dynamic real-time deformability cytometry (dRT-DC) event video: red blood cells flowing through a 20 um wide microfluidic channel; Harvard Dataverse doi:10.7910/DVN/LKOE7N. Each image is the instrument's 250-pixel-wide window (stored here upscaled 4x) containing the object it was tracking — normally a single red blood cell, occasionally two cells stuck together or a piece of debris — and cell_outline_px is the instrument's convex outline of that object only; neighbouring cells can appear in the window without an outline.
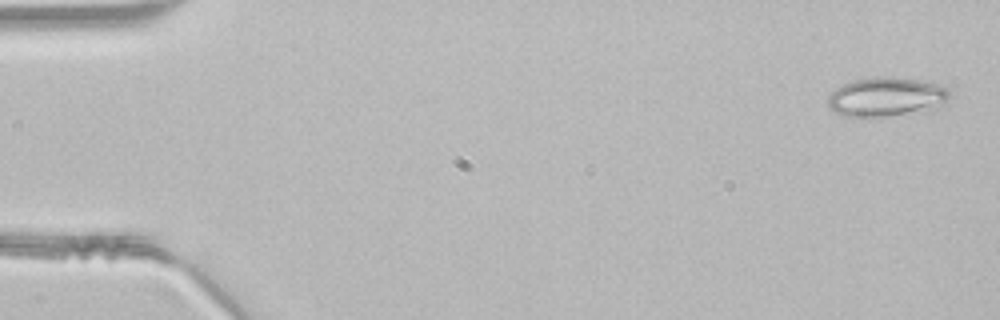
{"species": "common noctule bat (a hibernating species)", "species_latin": "Nyctalus noctula", "temperature_condition": "room temperature", "stored_images_in_passage": 28, "camera_frame_rate_fps": 3000, "um_per_image_px": 0.085, "animal": {"sex": "male", "body_mass_g": 21.5, "forearm_length_mm": 52.0}, "frame": {"image": 1, "passage_image": 2, "time_ms": 0.333, "image_size_px": [1000, 320], "cell_outline_px": [[952, 96], [948, 100], [932, 112], [868, 120], [840, 116], [828, 108], [828, 96], [836, 88], [844, 84], [856, 80], [872, 76], [892, 76], [920, 80], [936, 84], [948, 88]], "centroid_in_image_um": [75.36, 8.31], "position_along_channel_um": 9.6, "area_um2": 29.54}}
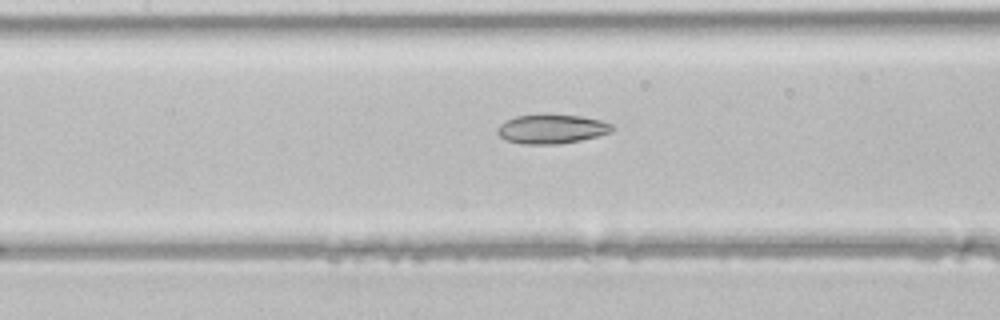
{"frame": {"image": 2, "passage_image": 22, "time_ms": 7.0, "image_size_px": [1000, 320], "cell_outline_px": [[612, 132], [580, 140], [556, 144], [520, 144], [504, 140], [496, 132], [496, 128], [504, 120], [516, 116], [544, 112], [580, 116], [600, 120], [612, 124]], "centroid_in_image_um": [46.81, 10.93], "position_along_channel_um": 160.6, "area_um2": 20.06}}
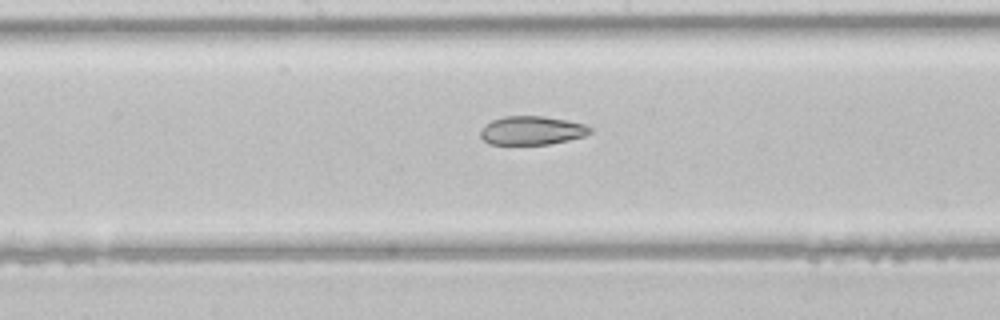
{"frame": {"image": 3, "passage_image": 25, "time_ms": 8.0, "image_size_px": [1000, 320], "cell_outline_px": [[592, 132], [584, 136], [568, 140], [548, 144], [488, 144], [480, 136], [480, 128], [484, 124], [492, 120], [504, 116], [544, 116], [584, 124], [592, 128]], "centroid_in_image_um": [45.17, 11.09], "position_along_channel_um": 203.0, "area_um2": 18.32}}